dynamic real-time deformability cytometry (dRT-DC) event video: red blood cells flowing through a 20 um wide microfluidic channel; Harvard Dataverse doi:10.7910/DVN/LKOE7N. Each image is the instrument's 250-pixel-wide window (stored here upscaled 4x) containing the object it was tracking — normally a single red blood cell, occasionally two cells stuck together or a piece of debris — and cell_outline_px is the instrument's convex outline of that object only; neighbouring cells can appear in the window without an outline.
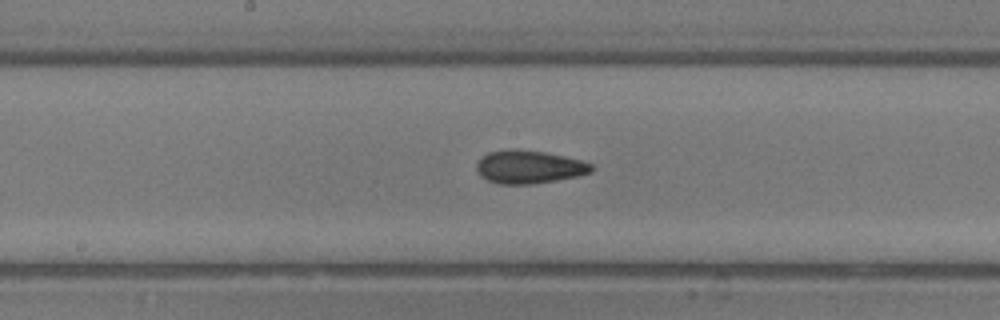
{"species": "common noctule bat (a hibernating species)", "species_latin": "Nyctalus noctula", "temperature_condition": "room temperature", "stored_images_in_passage": 8, "camera_frame_rate_fps": 3000, "um_per_image_px": 0.085, "animal": {"sex": "male", "body_mass_g": 13.3}, "frame": {"image": 1, "passage_image": 8, "time_ms": 9.0, "image_size_px": [1000, 320], "cell_outline_px": [[592, 172], [576, 176], [556, 180], [532, 184], [496, 184], [480, 176], [476, 168], [476, 164], [488, 152], [508, 148], [516, 148], [544, 152], [564, 156], [580, 160], [592, 164]], "centroid_in_image_um": [44.93, 14.18], "position_along_channel_um": 203.3, "area_um2": 22.2}}